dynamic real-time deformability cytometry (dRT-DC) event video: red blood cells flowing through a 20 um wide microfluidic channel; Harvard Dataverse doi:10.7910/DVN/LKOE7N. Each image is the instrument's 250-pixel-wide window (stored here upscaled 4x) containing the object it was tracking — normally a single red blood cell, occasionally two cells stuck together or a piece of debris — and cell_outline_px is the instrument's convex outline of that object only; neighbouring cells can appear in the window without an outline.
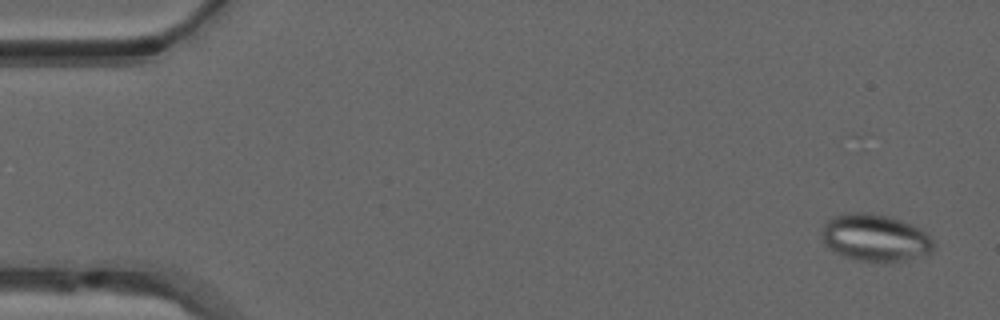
{"species": "common noctule bat (a hibernating species)", "species_latin": "Nyctalus noctula", "temperature_condition": "warm", "stored_images_in_passage": 16, "camera_frame_rate_fps": 3000, "um_per_image_px": 0.085, "animal": {"sex": "male", "forearm_length_mm": 52.5}, "frame": {"image": 1, "passage_image": 3, "time_ms": 0.667, "image_size_px": [1000, 320], "cell_outline_px": [[936, 244], [932, 252], [904, 260], [888, 264], [884, 264], [856, 260], [832, 252], [824, 244], [820, 236], [820, 232], [824, 224], [832, 216], [852, 212], [872, 212], [888, 216], [920, 228]], "centroid_in_image_um": [74.34, 20.23], "position_along_channel_um": 10.7, "area_um2": 31.33}}